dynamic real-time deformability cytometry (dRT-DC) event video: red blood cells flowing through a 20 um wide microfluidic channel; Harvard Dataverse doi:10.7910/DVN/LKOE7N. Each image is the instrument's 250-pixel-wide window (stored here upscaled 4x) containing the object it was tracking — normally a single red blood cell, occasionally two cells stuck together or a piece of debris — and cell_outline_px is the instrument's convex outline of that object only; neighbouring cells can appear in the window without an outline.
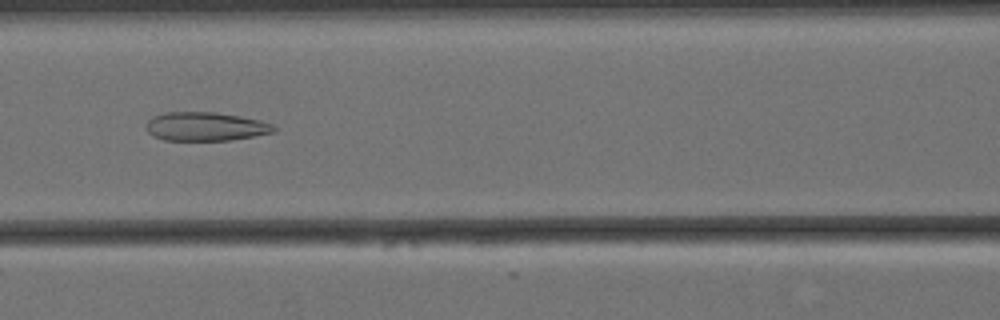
{"species": "Egyptian fruit bat (a non-hibernating species)", "species_latin": "Rousettus aegyptiacus", "temperature_condition": "cold", "stored_images_in_passage": 57, "camera_frame_rate_fps": 3000, "um_per_image_px": 0.085, "animal": {"sex": "female"}, "frame": {"image": 1, "passage_image": 24, "time_ms": 7.667, "image_size_px": [1000, 320], "cell_outline_px": [[280, 128], [276, 132], [256, 136], [232, 140], [164, 140], [152, 136], [144, 128], [144, 124], [152, 116], [164, 112], [216, 112], [240, 116], [260, 120], [276, 124]], "centroid_in_image_um": [17.5, 10.75], "position_along_channel_um": 149.1, "area_um2": 21.96}}
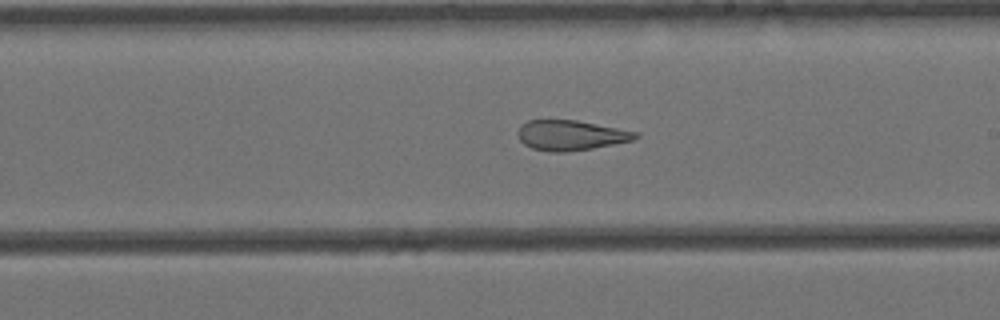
{"frame": {"image": 2, "passage_image": 32, "time_ms": 10.333, "image_size_px": [1000, 320], "cell_outline_px": [[640, 136], [632, 140], [592, 148], [564, 152], [548, 152], [532, 148], [524, 144], [520, 140], [516, 132], [520, 124], [528, 120], [576, 120], [640, 132]], "centroid_in_image_um": [48.49, 11.49], "position_along_channel_um": 240.5, "area_um2": 20.69}}
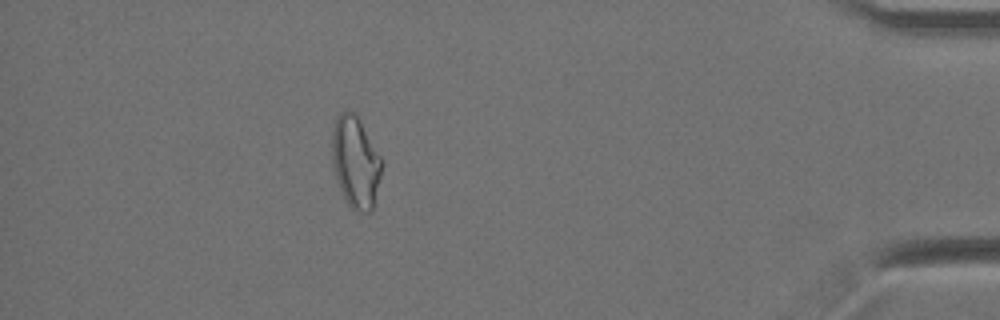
{"frame": {"image": 3, "passage_image": 51, "time_ms": 16.667, "image_size_px": [1000, 320], "cell_outline_px": [[384, 164], [372, 212], [360, 212], [352, 208], [348, 204], [340, 188], [336, 176], [332, 160], [332, 132], [336, 116], [340, 112], [356, 112], [384, 160]], "centroid_in_image_um": [30.26, 13.75], "position_along_channel_um": 404.9, "area_um2": 26.88}, "authors_computed_cell_mechanics": {"area_um2": 25.5476, "velocity_mm_per_s": 3.4453, "shape_relaxation_time_tau1_ms": null, "shape_relaxation_time_tau2_ms": 2.9113, "deformation_change_tau1": null, "deformation_change_tau2": 0.1274}}